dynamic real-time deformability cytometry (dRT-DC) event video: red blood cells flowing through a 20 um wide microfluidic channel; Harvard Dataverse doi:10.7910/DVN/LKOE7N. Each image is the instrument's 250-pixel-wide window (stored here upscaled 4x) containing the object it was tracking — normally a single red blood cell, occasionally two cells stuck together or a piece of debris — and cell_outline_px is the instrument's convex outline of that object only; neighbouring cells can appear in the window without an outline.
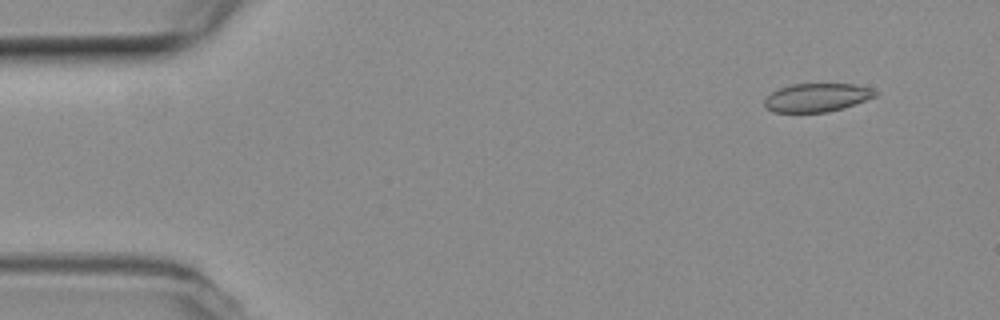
{"species": "common noctule bat (a hibernating species)", "species_latin": "Nyctalus noctula", "temperature_condition": "room temperature", "stored_images_in_passage": 13, "camera_frame_rate_fps": 3000, "um_per_image_px": 0.085, "animal": {"sex": "female", "body_mass_g": 19.3, "forearm_length_mm": 54.1}, "frame": {"image": 1, "passage_image": 5, "time_ms": 1.333, "image_size_px": [1000, 320], "cell_outline_px": [[880, 92], [876, 96], [844, 108], [828, 112], [772, 112], [764, 108], [764, 100], [772, 92], [780, 88], [792, 84], [852, 84], [868, 88]], "centroid_in_image_um": [69.41, 8.3], "position_along_channel_um": 15.6, "area_um2": 18.32}}